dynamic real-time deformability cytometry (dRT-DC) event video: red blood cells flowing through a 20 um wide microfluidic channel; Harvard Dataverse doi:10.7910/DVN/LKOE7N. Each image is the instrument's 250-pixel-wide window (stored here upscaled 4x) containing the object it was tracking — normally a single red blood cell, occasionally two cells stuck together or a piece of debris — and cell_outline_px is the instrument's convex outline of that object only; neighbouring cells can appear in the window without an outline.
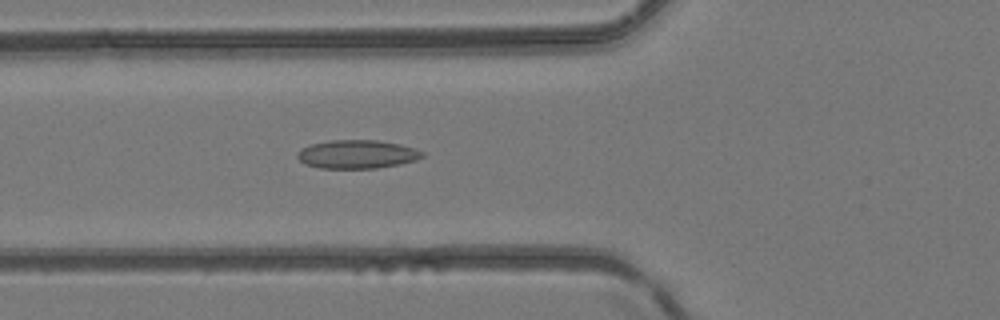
{"species": "common noctule bat (a hibernating species)", "species_latin": "Nyctalus noctula", "temperature_condition": "room temperature", "stored_images_in_passage": 50, "camera_frame_rate_fps": 3000, "um_per_image_px": 0.085, "animal": {"sex": "female", "body_mass_g": 24.6, "forearm_length_mm": 56.2}, "frame": {"image": 1, "passage_image": 19, "time_ms": 6.0, "image_size_px": [1000, 320], "cell_outline_px": [[424, 156], [416, 160], [400, 164], [376, 168], [320, 168], [304, 164], [296, 156], [304, 148], [312, 144], [328, 140], [376, 140], [400, 144], [416, 148], [424, 152]], "centroid_in_image_um": [30.39, 13.11], "position_along_channel_um": 95.4, "area_um2": 20.69}}
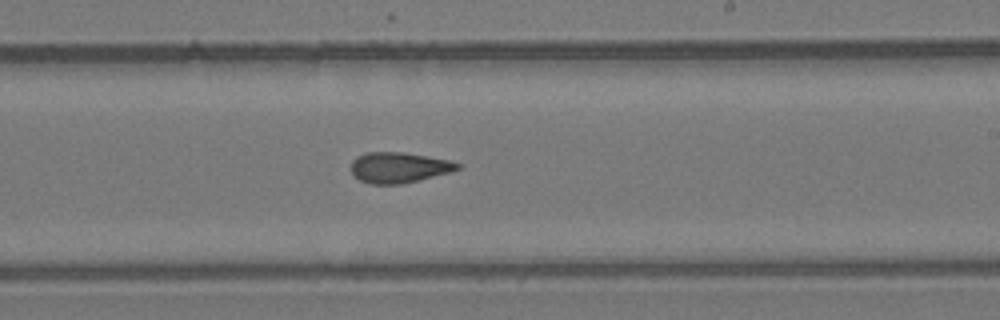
{"frame": {"image": 2, "passage_image": 30, "time_ms": 9.667, "image_size_px": [1000, 320], "cell_outline_px": [[460, 168], [448, 172], [400, 184], [372, 184], [360, 180], [348, 168], [352, 160], [356, 156], [364, 152], [404, 152], [448, 160], [460, 164]], "centroid_in_image_um": [33.81, 14.22], "position_along_channel_um": 255.2, "area_um2": 18.79}}
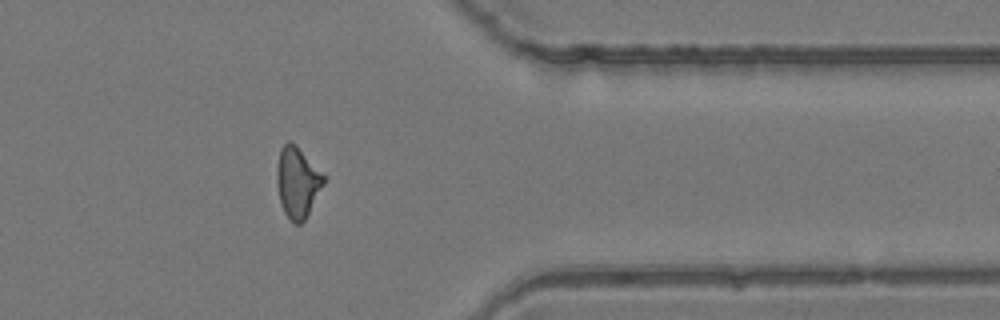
{"frame": {"image": 3, "passage_image": 40, "time_ms": 13.0, "image_size_px": [1000, 320], "cell_outline_px": [[324, 184], [304, 220], [300, 224], [292, 224], [284, 212], [280, 200], [276, 184], [276, 168], [280, 148], [288, 140], [296, 144], [324, 176]], "centroid_in_image_um": [25.24, 15.49], "position_along_channel_um": 386.2, "area_um2": 19.19}}